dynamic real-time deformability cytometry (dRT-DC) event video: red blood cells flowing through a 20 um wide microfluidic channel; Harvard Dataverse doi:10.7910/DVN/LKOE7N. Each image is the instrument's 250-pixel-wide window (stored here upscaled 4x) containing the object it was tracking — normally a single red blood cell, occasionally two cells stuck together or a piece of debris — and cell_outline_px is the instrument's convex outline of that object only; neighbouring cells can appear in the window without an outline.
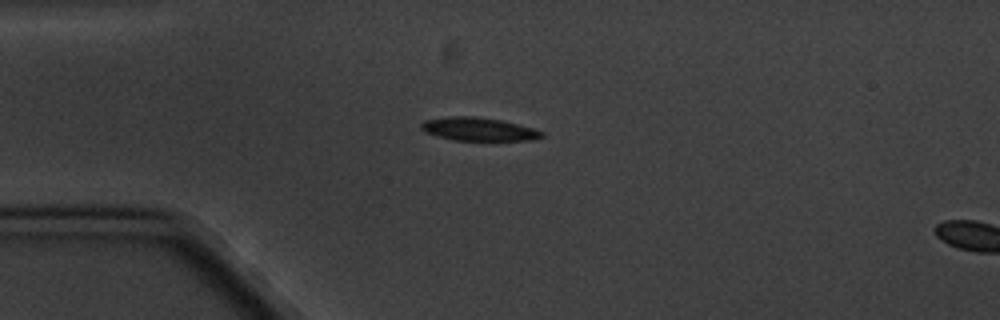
{"species": "common noctule bat (a hibernating species)", "species_latin": "Nyctalus noctula", "temperature_condition": "cold", "stored_images_in_passage": 9, "camera_frame_rate_fps": 3000, "um_per_image_px": 0.085, "animal": {"sex": "male", "body_mass_g": 20.1, "forearm_length_mm": 53.5}, "frame": {"image": 1, "passage_image": 3, "time_ms": 2.333, "image_size_px": [1000, 320], "cell_outline_px": [[544, 136], [532, 140], [456, 140], [436, 136], [424, 132], [420, 128], [420, 124], [424, 120], [448, 116], [476, 116], [500, 120], [520, 124], [544, 132]], "centroid_in_image_um": [40.65, 10.97], "position_along_channel_um": 44.3, "area_um2": 16.42}}
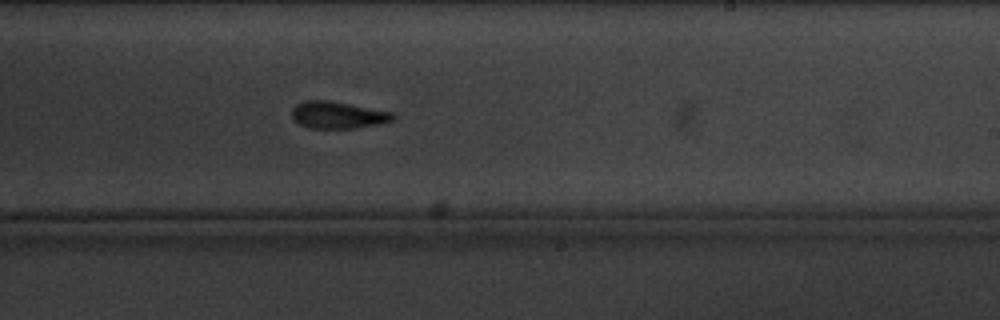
{"frame": {"image": 2, "passage_image": 9, "time_ms": 9.333, "image_size_px": [1000, 320], "cell_outline_px": [[396, 120], [384, 124], [352, 128], [308, 128], [300, 124], [292, 116], [292, 108], [296, 104], [304, 100], [328, 100], [396, 112]], "centroid_in_image_um": [28.81, 9.77], "position_along_channel_um": 260.2, "area_um2": 16.24}}